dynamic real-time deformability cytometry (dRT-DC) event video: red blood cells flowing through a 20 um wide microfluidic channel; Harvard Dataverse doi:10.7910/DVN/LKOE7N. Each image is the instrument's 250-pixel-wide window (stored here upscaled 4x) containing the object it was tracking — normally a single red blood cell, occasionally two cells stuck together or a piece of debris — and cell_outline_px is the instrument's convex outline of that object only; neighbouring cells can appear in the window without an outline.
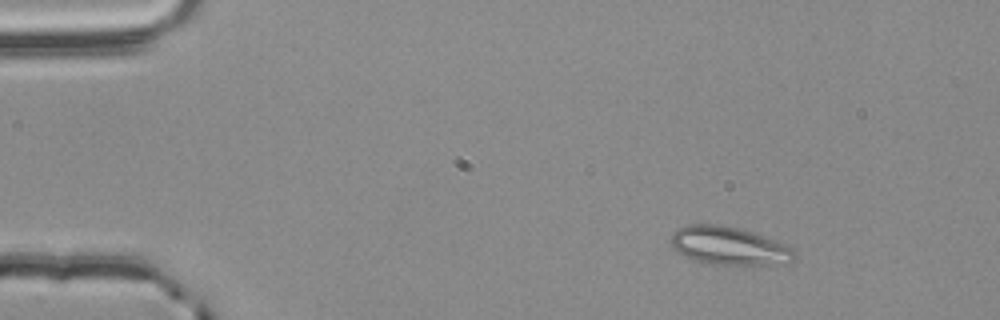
{"species": "common noctule bat (a hibernating species)", "species_latin": "Nyctalus noctula", "temperature_condition": "room temperature", "stored_images_in_passage": 49, "camera_frame_rate_fps": 3000, "um_per_image_px": 0.085, "animal": {"sex": "male", "body_mass_g": 20.4}, "frame": {"image": 1, "passage_image": 1, "time_ms": 0.0, "image_size_px": [1000, 320], "cell_outline_px": [[796, 256], [792, 260], [764, 268], [712, 264], [696, 260], [684, 256], [672, 244], [672, 232], [688, 224], [724, 224], [740, 228], [752, 232], [784, 244], [792, 248], [796, 252]], "centroid_in_image_um": [62.04, 20.93], "position_along_channel_um": 23.0, "area_um2": 27.98}}
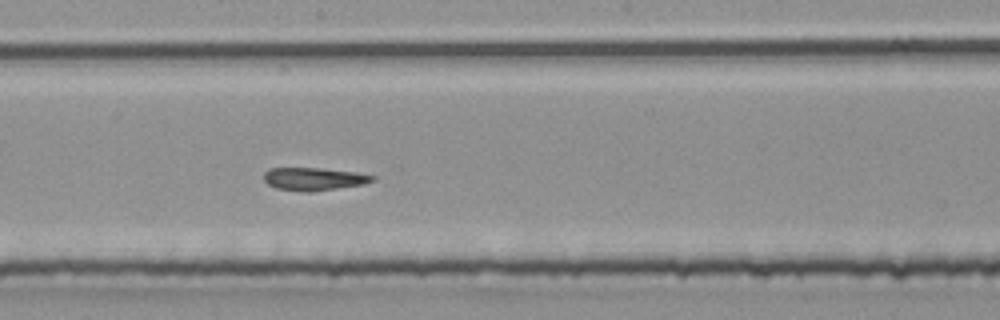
{"frame": {"image": 2, "passage_image": 24, "time_ms": 7.667, "image_size_px": [1000, 320], "cell_outline_px": [[376, 180], [364, 184], [312, 192], [304, 192], [276, 188], [268, 184], [264, 180], [264, 172], [268, 168], [320, 168], [356, 172], [376, 176]], "centroid_in_image_um": [26.69, 15.21], "position_along_channel_um": 221.5, "area_um2": 14.57}}
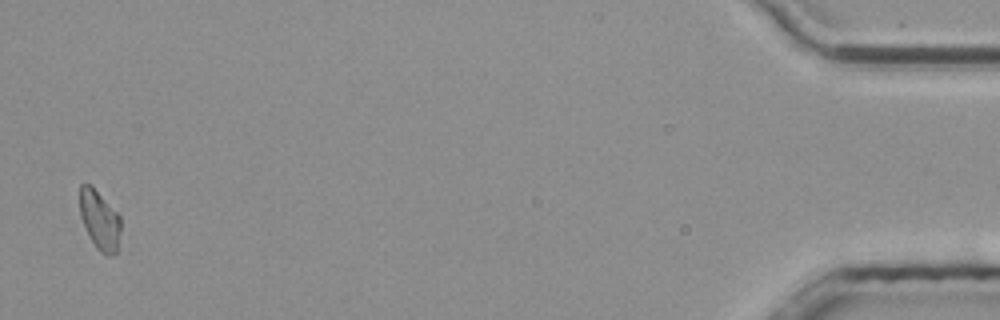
{"frame": {"image": 3, "passage_image": 48, "time_ms": 15.667, "image_size_px": [1000, 320], "cell_outline_px": [[120, 232], [116, 252], [112, 256], [108, 256], [100, 252], [96, 248], [80, 216], [80, 184], [88, 184], [120, 216]], "centroid_in_image_um": [8.47, 18.76], "position_along_channel_um": 426.7, "area_um2": 13.58}, "authors_computed_cell_mechanics": {"area_um2": 14.7968, "velocity_mm_per_s": 3.7479, "shape_relaxation_time_tau1_ms": null, "shape_relaxation_time_tau2_ms": 0.625, "deformation_change_tau1": null, "deformation_change_tau2": 0.0755}}